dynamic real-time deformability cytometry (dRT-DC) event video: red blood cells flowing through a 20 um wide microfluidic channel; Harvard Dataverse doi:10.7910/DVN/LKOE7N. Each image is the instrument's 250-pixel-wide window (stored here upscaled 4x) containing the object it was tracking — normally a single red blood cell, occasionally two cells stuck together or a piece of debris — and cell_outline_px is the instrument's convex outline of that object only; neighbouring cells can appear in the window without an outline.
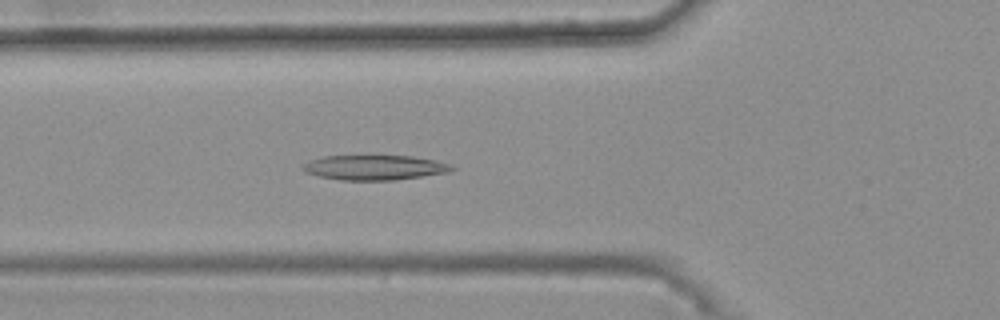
{"species": "common noctule bat (a hibernating species)", "species_latin": "Nyctalus noctula", "temperature_condition": "warm", "stored_images_in_passage": 46, "camera_frame_rate_fps": 3000, "um_per_image_px": 0.085, "animal": {"sex": "female", "body_mass_g": 25.1}, "frame": {"image": 1, "passage_image": 19, "time_ms": 6.0, "image_size_px": [1000, 320], "cell_outline_px": [[456, 168], [448, 172], [396, 180], [340, 180], [320, 176], [308, 172], [300, 168], [308, 160], [324, 156], [412, 156], [436, 160], [452, 164]], "centroid_in_image_um": [31.87, 14.23], "position_along_channel_um": 93.9, "area_um2": 21.56}}
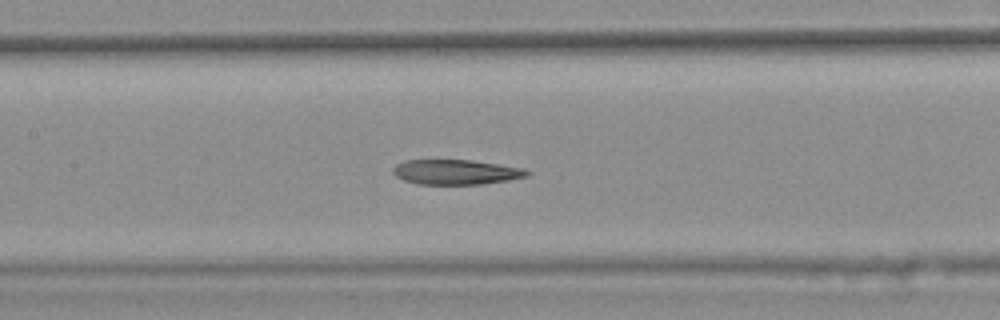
{"frame": {"image": 2, "passage_image": 25, "time_ms": 8.0, "image_size_px": [1000, 320], "cell_outline_px": [[532, 172], [528, 176], [508, 180], [480, 184], [416, 184], [404, 180], [396, 176], [392, 172], [392, 168], [396, 164], [404, 160], [472, 160], [524, 168]], "centroid_in_image_um": [38.75, 14.62], "position_along_channel_um": 168.7, "area_um2": 19.54}}
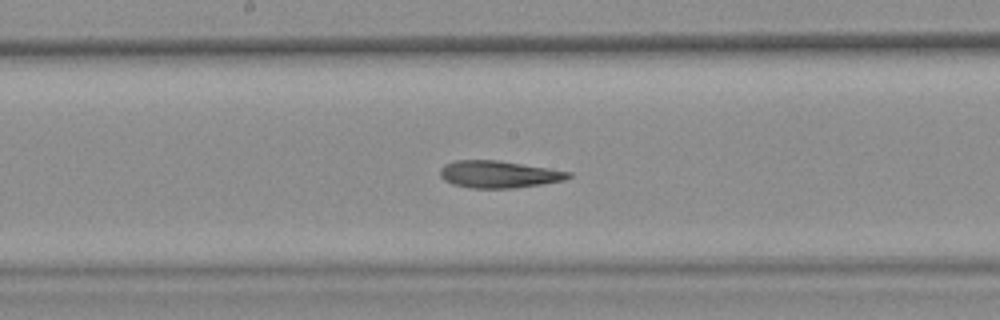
{"frame": {"image": 3, "passage_image": 28, "time_ms": 9.0, "image_size_px": [1000, 320], "cell_outline_px": [[572, 176], [564, 180], [516, 188], [468, 188], [452, 184], [444, 180], [440, 176], [440, 168], [444, 164], [456, 160], [496, 160], [548, 168], [572, 172]], "centroid_in_image_um": [42.36, 14.82], "position_along_channel_um": 205.8, "area_um2": 20.29}, "authors_computed_cell_mechanics": {"area_um2": 21.2126, "velocity_mm_per_s": 3.7259, "shape_relaxation_time_tau1_ms": null, "shape_relaxation_time_tau2_ms": 3.3198, "deformation_change_tau1": null, "deformation_change_tau2": 0.1185}}